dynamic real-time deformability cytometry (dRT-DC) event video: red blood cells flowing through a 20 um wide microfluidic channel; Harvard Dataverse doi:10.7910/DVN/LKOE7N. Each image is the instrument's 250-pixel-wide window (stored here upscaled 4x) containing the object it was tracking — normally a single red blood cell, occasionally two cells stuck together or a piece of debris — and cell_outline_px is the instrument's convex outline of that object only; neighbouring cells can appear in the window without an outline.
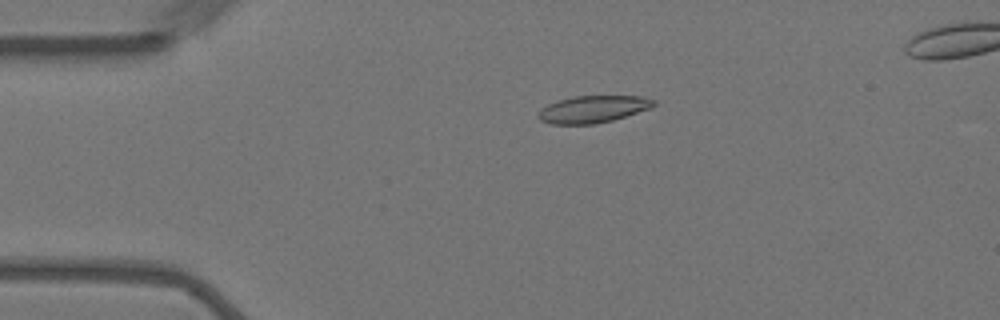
{"species": "Egyptian fruit bat (a non-hibernating species)", "species_latin": "Rousettus aegyptiacus", "temperature_condition": "warm", "stored_images_in_passage": 45, "camera_frame_rate_fps": 3000, "um_per_image_px": 0.085, "animal": {"sex": "female"}, "frame": {"image": 1, "passage_image": 1, "time_ms": 0.0, "image_size_px": [1000, 320], "cell_outline_px": [[656, 104], [652, 108], [612, 120], [596, 124], [552, 124], [540, 120], [536, 116], [540, 108], [556, 100], [576, 96], [644, 96], [656, 100]], "centroid_in_image_um": [50.4, 9.27], "position_along_channel_um": 34.6, "area_um2": 18.44}}
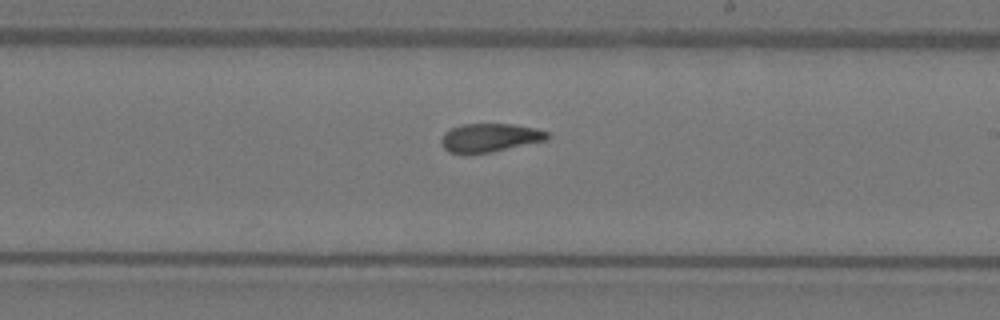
{"frame": {"image": 2, "passage_image": 22, "time_ms": 7.0, "image_size_px": [1000, 320], "cell_outline_px": [[548, 140], [492, 152], [468, 156], [464, 156], [448, 152], [444, 148], [440, 140], [444, 132], [452, 128], [464, 124], [512, 124], [536, 128], [548, 132]], "centroid_in_image_um": [41.59, 11.74], "position_along_channel_um": 247.4, "area_um2": 18.09}}
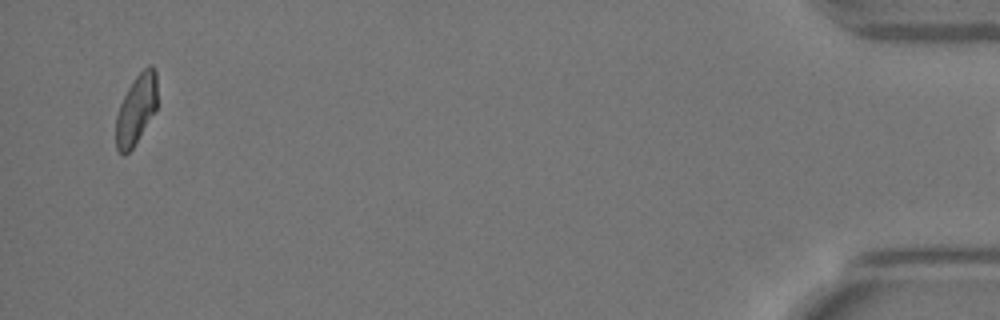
{"frame": {"image": 3, "passage_image": 44, "time_ms": 14.333, "image_size_px": [1000, 320], "cell_outline_px": [[156, 112], [132, 148], [124, 156], [116, 148], [116, 116], [120, 104], [132, 80], [148, 64], [152, 64], [156, 72]], "centroid_in_image_um": [11.58, 9.3], "position_along_channel_um": 423.6, "area_um2": 16.82}}